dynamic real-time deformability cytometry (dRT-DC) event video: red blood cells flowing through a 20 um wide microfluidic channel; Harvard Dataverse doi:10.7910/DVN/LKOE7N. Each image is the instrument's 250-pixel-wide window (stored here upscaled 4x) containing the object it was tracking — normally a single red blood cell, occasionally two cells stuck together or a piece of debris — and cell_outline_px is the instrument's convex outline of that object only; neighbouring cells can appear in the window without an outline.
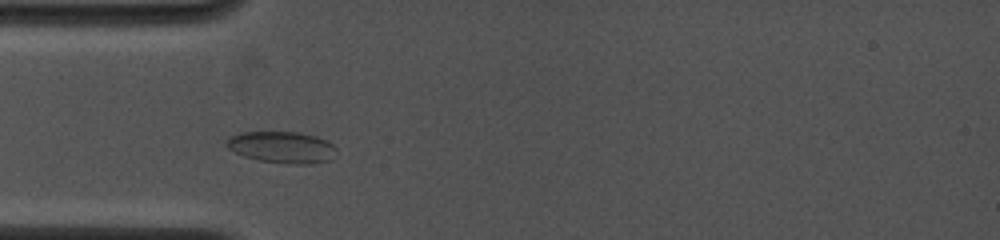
{"species": "common noctule bat (a hibernating species)", "species_latin": "Nyctalus noctula", "temperature_condition": "cold", "stored_images_in_passage": 14, "camera_frame_rate_fps": 4000, "um_per_image_px": 0.085, "animal": {"sex": "female", "body_mass_g": 19.0, "forearm_length_mm": 53.3}, "frame": {"image": 1, "passage_image": 2, "time_ms": 1.0, "image_size_px": [1000, 240], "cell_outline_px": [[336, 148], [332, 160], [308, 164], [292, 164], [260, 160], [244, 156], [228, 148], [224, 144], [224, 140], [228, 136], [240, 132], [296, 132], [316, 136], [332, 144]], "centroid_in_image_um": [23.92, 12.51], "position_along_channel_um": 61.1, "area_um2": 20.23}}
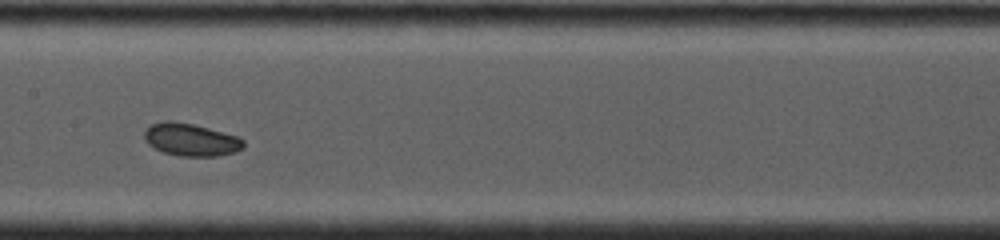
{"frame": {"image": 2, "passage_image": 5, "time_ms": 4.25, "image_size_px": [1000, 240], "cell_outline_px": [[244, 148], [236, 152], [220, 156], [180, 156], [164, 152], [148, 144], [144, 140], [144, 132], [152, 124], [164, 120], [172, 120], [192, 124], [240, 136], [244, 140]], "centroid_in_image_um": [16.26, 11.87], "position_along_channel_um": 191.1, "area_um2": 18.96}}
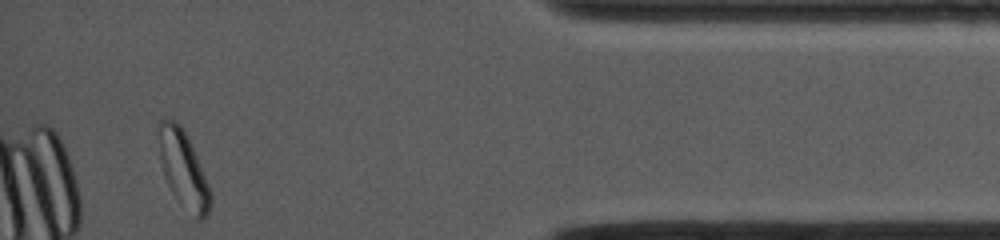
{"frame": {"image": 3, "passage_image": 14, "time_ms": 10.75, "image_size_px": [1000, 240], "cell_outline_px": [[212, 204], [208, 216], [204, 220], [196, 220], [172, 192], [164, 176], [160, 160], [160, 120], [176, 120], [184, 128], [208, 184], [212, 196]], "centroid_in_image_um": [15.63, 14.46], "position_along_channel_um": 419.6, "area_um2": 22.72}, "authors_computed_cell_mechanics": {"area_um2": 18.496, "velocity_mm_per_s": 4.0357, "shape_relaxation_time_tau1_ms": 1.5733, "shape_relaxation_time_tau2_ms": null, "deformation_change_tau1": 0.0219, "deformation_change_tau2": null}}